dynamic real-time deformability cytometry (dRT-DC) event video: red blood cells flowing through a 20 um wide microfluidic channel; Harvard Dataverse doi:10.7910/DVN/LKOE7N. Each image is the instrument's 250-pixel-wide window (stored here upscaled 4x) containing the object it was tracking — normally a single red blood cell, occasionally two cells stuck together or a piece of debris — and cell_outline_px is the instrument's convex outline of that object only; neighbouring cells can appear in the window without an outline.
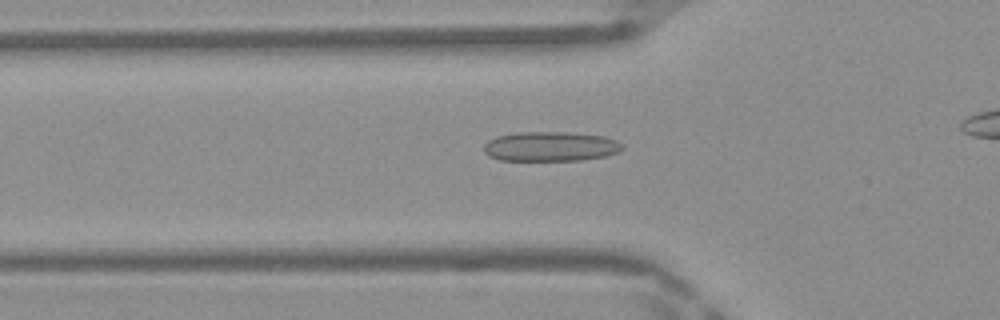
{"species": "Egyptian fruit bat (a non-hibernating species)", "species_latin": "Rousettus aegyptiacus", "temperature_condition": "warm", "stored_images_in_passage": 31, "camera_frame_rate_fps": 3000, "um_per_image_px": 0.085, "frame": {"image": 1, "passage_image": 8, "time_ms": 2.333, "image_size_px": [1000, 320], "cell_outline_px": [[624, 148], [616, 152], [604, 156], [584, 160], [500, 160], [488, 156], [484, 152], [484, 144], [488, 140], [496, 136], [516, 132], [564, 132], [604, 136], [616, 140], [624, 144]], "centroid_in_image_um": [46.77, 12.44], "position_along_channel_um": 79.0, "area_um2": 23.99}}
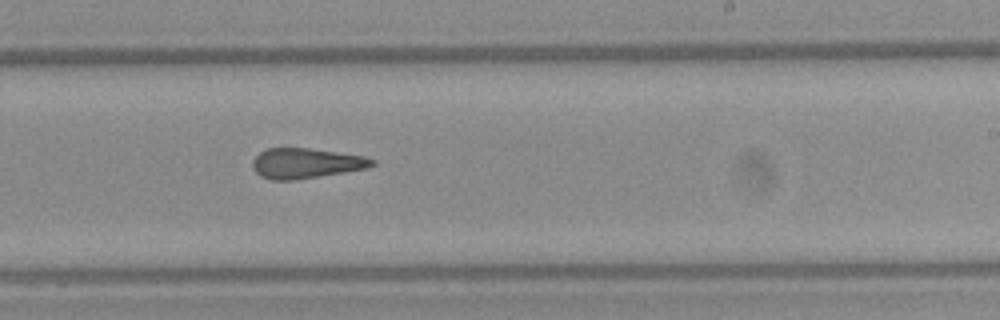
{"frame": {"image": 2, "passage_image": 21, "time_ms": 6.667, "image_size_px": [1000, 320], "cell_outline_px": [[376, 164], [368, 168], [292, 180], [272, 180], [260, 176], [252, 168], [252, 160], [260, 152], [268, 148], [308, 148], [364, 156], [376, 160]], "centroid_in_image_um": [25.99, 13.87], "position_along_channel_um": 263.0, "area_um2": 20.87}}
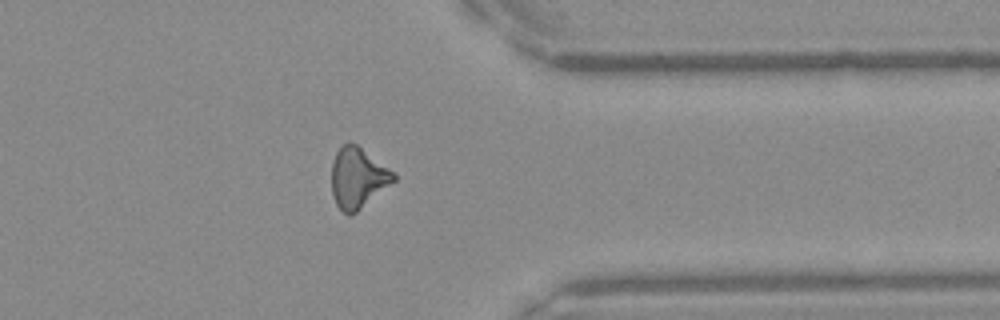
{"frame": {"image": 3, "passage_image": 30, "time_ms": 9.667, "image_size_px": [1000, 320], "cell_outline_px": [[396, 180], [356, 212], [348, 216], [336, 204], [332, 192], [332, 160], [336, 152], [348, 140], [356, 144], [396, 172]], "centroid_in_image_um": [30.43, 15.09], "position_along_channel_um": 381.0, "area_um2": 21.91}}